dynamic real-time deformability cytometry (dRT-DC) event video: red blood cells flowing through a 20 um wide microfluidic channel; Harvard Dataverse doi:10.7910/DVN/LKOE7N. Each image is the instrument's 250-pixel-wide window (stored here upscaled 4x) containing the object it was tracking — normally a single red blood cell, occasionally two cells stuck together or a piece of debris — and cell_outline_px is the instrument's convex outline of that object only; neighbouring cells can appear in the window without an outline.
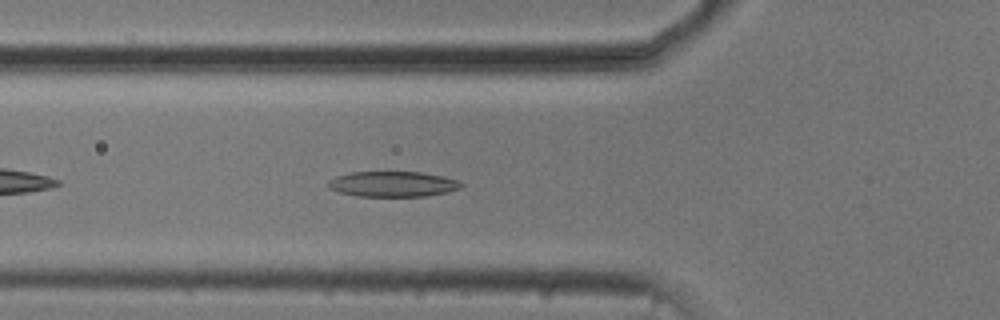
{"species": "common noctule bat (a hibernating species)", "species_latin": "Nyctalus noctula", "temperature_condition": "cold", "stored_images_in_passage": 41, "camera_frame_rate_fps": 3000, "um_per_image_px": 0.085, "animal": {"sex": "male", "body_mass_g": 20.5, "forearm_length_mm": 52.5}, "frame": {"image": 1, "passage_image": 6, "time_ms": 1.667, "image_size_px": [1000, 320], "cell_outline_px": [[464, 184], [460, 188], [448, 192], [428, 196], [356, 196], [340, 192], [328, 188], [328, 180], [336, 176], [352, 172], [420, 172], [444, 176], [460, 180]], "centroid_in_image_um": [33.42, 15.64], "position_along_channel_um": 92.4, "area_um2": 19.83}}
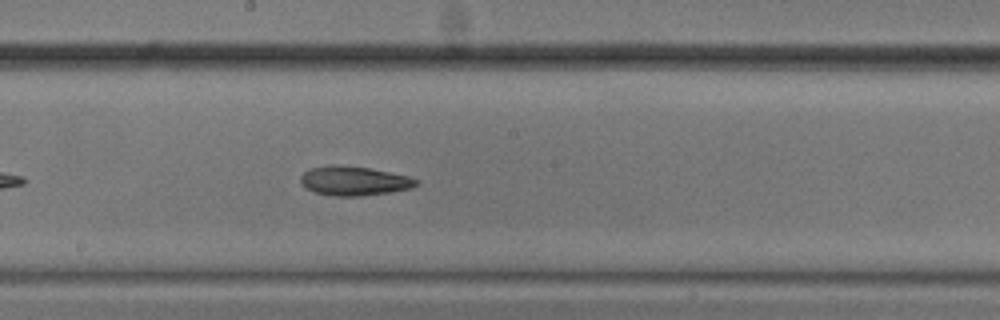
{"frame": {"image": 2, "passage_image": 16, "time_ms": 5.0, "image_size_px": [1000, 320], "cell_outline_px": [[420, 184], [412, 188], [388, 192], [360, 196], [332, 196], [316, 192], [308, 188], [300, 180], [300, 176], [304, 172], [312, 168], [332, 164], [368, 168], [408, 176], [420, 180]], "centroid_in_image_um": [30.13, 15.37], "position_along_channel_um": 218.1, "area_um2": 19.48}}
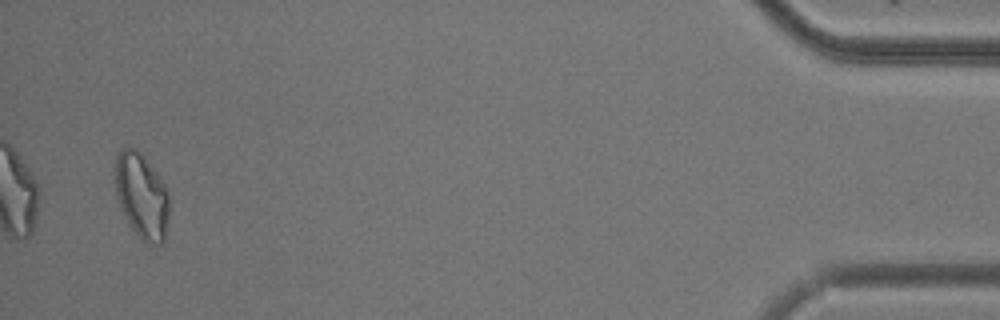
{"frame": {"image": 3, "passage_image": 39, "time_ms": 12.667, "image_size_px": [1000, 320], "cell_outline_px": [[168, 220], [164, 240], [160, 244], [152, 244], [144, 240], [132, 228], [124, 216], [116, 192], [116, 156], [120, 148], [136, 148], [144, 156], [156, 172], [164, 184], [168, 192]], "centroid_in_image_um": [12.05, 16.62], "position_along_channel_um": 423.1, "area_um2": 26.41}, "authors_computed_cell_mechanics": {"area_um2": 19.941, "velocity_mm_per_s": 3.7424, "shape_relaxation_time_tau1_ms": 3.1342, "shape_relaxation_time_tau2_ms": 3.8564, "deformation_change_tau1": 0.1123, "deformation_change_tau2": 0.1203}}